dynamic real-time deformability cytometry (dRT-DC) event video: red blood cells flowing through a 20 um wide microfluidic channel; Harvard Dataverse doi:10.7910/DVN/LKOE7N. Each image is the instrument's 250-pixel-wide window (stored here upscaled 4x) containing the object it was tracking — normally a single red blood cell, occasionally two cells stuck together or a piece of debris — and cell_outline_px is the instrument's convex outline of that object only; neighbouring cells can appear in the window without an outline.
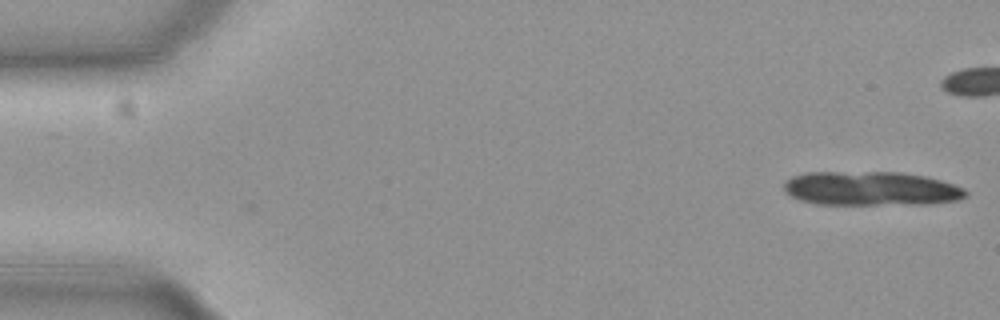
{"species": "common noctule bat (a hibernating species)", "species_latin": "Nyctalus noctula", "temperature_condition": "cold", "stored_images_in_passage": 12, "camera_frame_rate_fps": 3000, "um_per_image_px": 0.085, "animal": {"sex": "female", "body_mass_g": 19.3, "forearm_length_mm": 54.1}, "frame": {"image": 1, "passage_image": 1, "time_ms": 0.0, "image_size_px": [1000, 320], "cell_outline_px": [[968, 196], [960, 200], [932, 204], [816, 204], [800, 200], [784, 192], [784, 184], [792, 176], [804, 172], [904, 172], [924, 176], [940, 180], [964, 188], [968, 192]], "centroid_in_image_um": [74.06, 16.03], "position_along_channel_um": 10.9, "area_um2": 36.41}}